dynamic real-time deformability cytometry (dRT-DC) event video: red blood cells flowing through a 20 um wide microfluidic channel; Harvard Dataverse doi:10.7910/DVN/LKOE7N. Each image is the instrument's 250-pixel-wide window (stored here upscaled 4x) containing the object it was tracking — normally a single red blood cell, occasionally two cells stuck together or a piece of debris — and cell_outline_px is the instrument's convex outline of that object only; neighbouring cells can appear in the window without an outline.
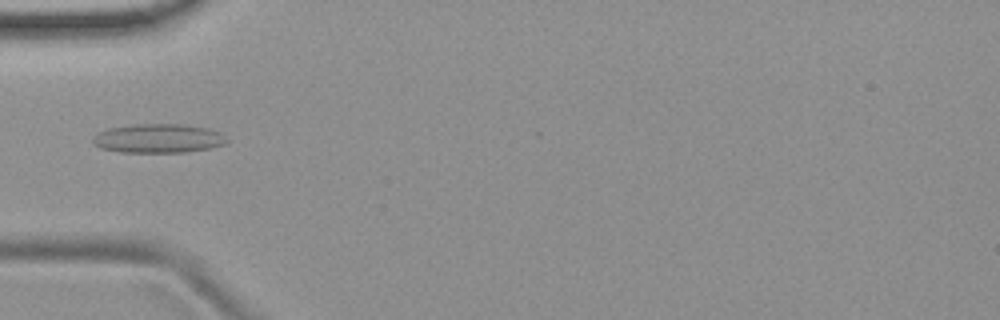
{"species": "common noctule bat (a hibernating species)", "species_latin": "Nyctalus noctula", "temperature_condition": "room temperature", "stored_images_in_passage": 7, "camera_frame_rate_fps": 3000, "um_per_image_px": 0.085, "animal": {"sex": "female", "body_mass_g": 19.9}, "frame": {"image": 1, "passage_image": 2, "time_ms": 1.333, "image_size_px": [1000, 320], "cell_outline_px": [[228, 144], [212, 148], [184, 152], [120, 152], [100, 148], [92, 144], [92, 140], [100, 132], [108, 128], [132, 124], [184, 124], [208, 128], [220, 132], [228, 140]], "centroid_in_image_um": [13.49, 11.76], "position_along_channel_um": 71.5, "area_um2": 22.83}}
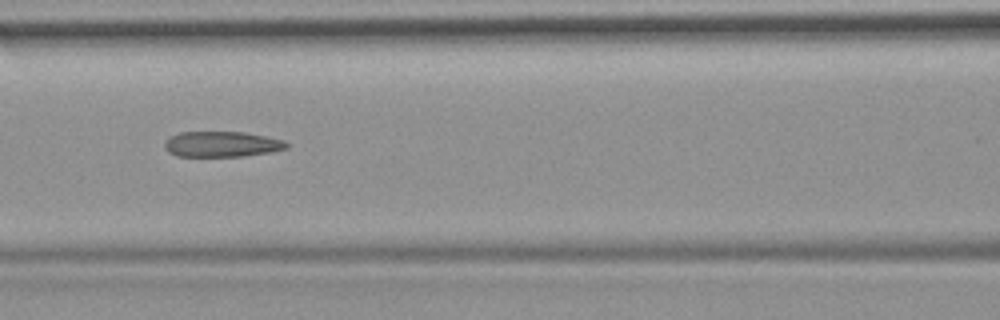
{"frame": {"image": 2, "passage_image": 4, "time_ms": 3.333, "image_size_px": [1000, 320], "cell_outline_px": [[288, 148], [272, 152], [244, 156], [176, 156], [168, 152], [164, 148], [164, 140], [168, 136], [180, 132], [244, 132], [284, 140], [288, 144]], "centroid_in_image_um": [18.81, 12.25], "position_along_channel_um": 147.8, "area_um2": 18.32}}
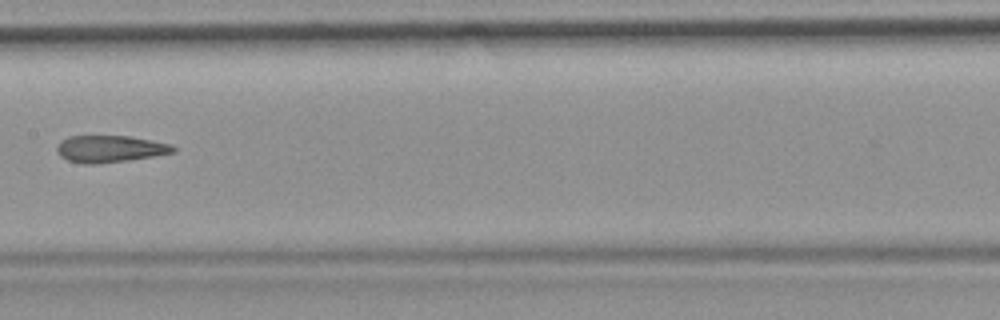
{"frame": {"image": 3, "passage_image": 5, "time_ms": 4.667, "image_size_px": [1000, 320], "cell_outline_px": [[176, 152], [128, 160], [96, 164], [84, 164], [68, 160], [60, 156], [56, 152], [56, 148], [60, 140], [68, 136], [128, 136], [172, 144], [176, 148]], "centroid_in_image_um": [9.32, 12.65], "position_along_channel_um": 198.1, "area_um2": 18.26}}